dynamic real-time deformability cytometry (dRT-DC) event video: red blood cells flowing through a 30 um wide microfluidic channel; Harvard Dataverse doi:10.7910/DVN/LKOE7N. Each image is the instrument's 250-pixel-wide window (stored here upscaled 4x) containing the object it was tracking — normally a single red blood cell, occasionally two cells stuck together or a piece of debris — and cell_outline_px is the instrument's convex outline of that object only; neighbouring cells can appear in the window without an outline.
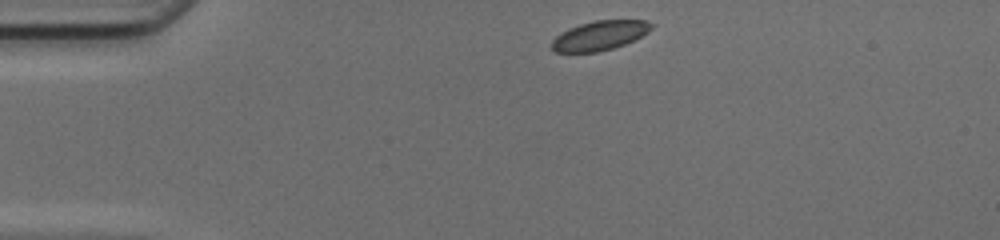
{"species": "common noctule bat (a hibernating species)", "species_latin": "Nyctalus noctula", "temperature_condition": "cold", "stored_images_in_passage": 40, "camera_frame_rate_fps": 3000, "um_per_image_px": 0.085, "animal": {"sex": "female", "body_mass_g": 17.0, "forearm_length_mm": 48.0}, "frame": {"image": 1, "passage_image": 1, "time_ms": 0.0, "image_size_px": [1000, 240], "cell_outline_px": [[656, 24], [648, 32], [624, 44], [612, 48], [596, 52], [556, 52], [552, 48], [552, 40], [556, 36], [568, 28], [580, 24], [596, 20], [644, 20]], "centroid_in_image_um": [50.98, 3.01], "position_along_channel_um": 34.0, "area_um2": 16.94}}
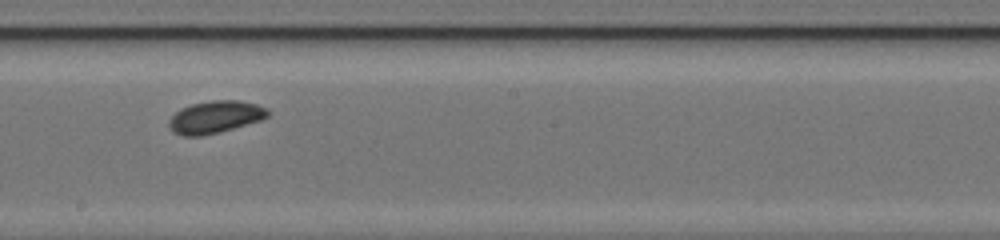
{"frame": {"image": 2, "passage_image": 19, "time_ms": 6.0, "image_size_px": [1000, 240], "cell_outline_px": [[268, 116], [260, 120], [220, 132], [200, 136], [184, 136], [172, 132], [168, 124], [168, 120], [180, 108], [192, 104], [212, 100], [240, 100], [256, 104], [268, 108]], "centroid_in_image_um": [18.27, 9.94], "position_along_channel_um": 229.9, "area_um2": 18.61}}
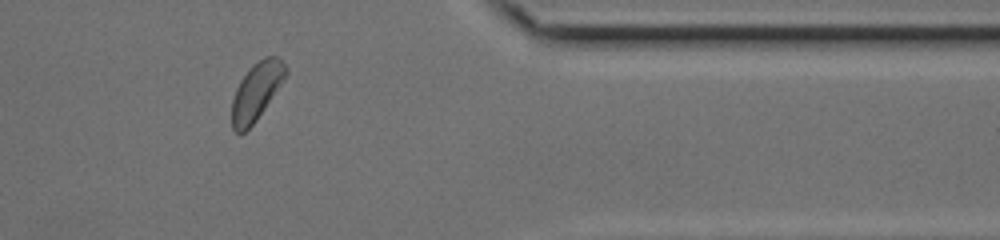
{"frame": {"image": 3, "passage_image": 32, "time_ms": 10.333, "image_size_px": [1000, 240], "cell_outline_px": [[288, 72], [284, 80], [256, 120], [244, 132], [236, 132], [232, 128], [232, 100], [236, 88], [240, 80], [252, 64], [264, 56], [276, 56], [288, 68]], "centroid_in_image_um": [21.8, 7.73], "position_along_channel_um": 389.6, "area_um2": 17.92}, "authors_computed_cell_mechanics": {"area_um2": 18.4093, "velocity_mm_per_s": 4.1227, "shape_relaxation_time_tau1_ms": 2.3844, "shape_relaxation_time_tau2_ms": 6.007, "deformation_change_tau1": 0.0527, "deformation_change_tau2": 0.0839}}